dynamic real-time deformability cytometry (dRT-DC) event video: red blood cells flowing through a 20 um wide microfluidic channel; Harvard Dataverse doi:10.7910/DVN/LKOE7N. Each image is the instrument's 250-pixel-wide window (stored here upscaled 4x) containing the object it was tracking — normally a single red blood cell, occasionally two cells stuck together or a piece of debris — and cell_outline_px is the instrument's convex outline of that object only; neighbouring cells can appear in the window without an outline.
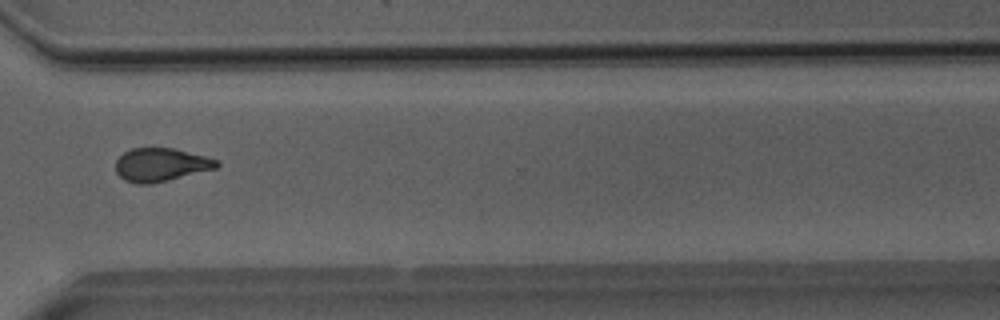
{"species": "Egyptian fruit bat (a non-hibernating species)", "species_latin": "Rousettus aegyptiacus", "temperature_condition": "room temperature", "stored_images_in_passage": 39, "camera_frame_rate_fps": 3000, "um_per_image_px": 0.085, "animal": {"sex": "male"}, "frame": {"image": 1, "passage_image": 39, "time_ms": 12.667, "image_size_px": [1000, 320], "cell_outline_px": [[220, 164], [216, 168], [152, 184], [136, 184], [124, 180], [116, 172], [116, 160], [124, 152], [132, 148], [176, 148], [220, 160]], "centroid_in_image_um": [13.68, 14.0], "position_along_channel_um": 356.9, "area_um2": 19.71}}